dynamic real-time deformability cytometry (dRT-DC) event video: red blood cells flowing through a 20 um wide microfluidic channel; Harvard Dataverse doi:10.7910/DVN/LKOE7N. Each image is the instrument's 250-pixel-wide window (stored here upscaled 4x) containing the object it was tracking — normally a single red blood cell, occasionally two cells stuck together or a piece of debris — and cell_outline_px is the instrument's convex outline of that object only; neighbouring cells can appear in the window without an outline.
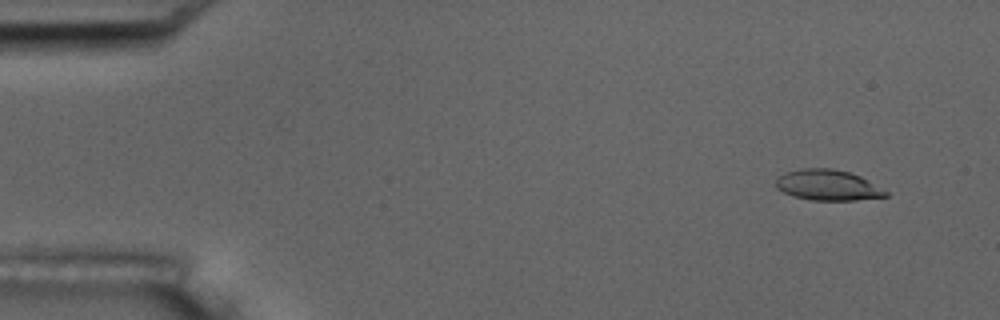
{"species": "common noctule bat (a hibernating species)", "species_latin": "Nyctalus noctula", "temperature_condition": "room temperature", "stored_images_in_passage": 6, "camera_frame_rate_fps": 3000, "um_per_image_px": 0.085, "animal": {"sex": "male", "body_mass_g": 17.5, "forearm_length_mm": 52.3}, "frame": {"image": 1, "passage_image": 2, "time_ms": 1.333, "image_size_px": [1000, 320], "cell_outline_px": [[888, 196], [856, 200], [812, 200], [792, 196], [776, 188], [776, 180], [784, 172], [800, 168], [832, 168], [848, 172], [860, 176], [888, 192]], "centroid_in_image_um": [70.33, 15.73], "position_along_channel_um": 14.7, "area_um2": 19.54}}